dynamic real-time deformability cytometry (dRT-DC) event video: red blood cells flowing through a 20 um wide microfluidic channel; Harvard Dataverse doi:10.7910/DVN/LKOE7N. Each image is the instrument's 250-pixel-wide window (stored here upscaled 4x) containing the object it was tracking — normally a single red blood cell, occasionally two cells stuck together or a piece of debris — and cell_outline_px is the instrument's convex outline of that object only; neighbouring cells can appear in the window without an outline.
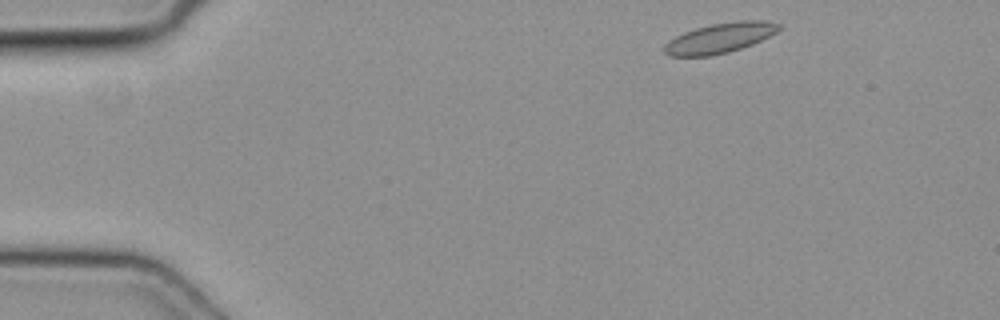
{"species": "common noctule bat (a hibernating species)", "species_latin": "Nyctalus noctula", "temperature_condition": "cold", "stored_images_in_passage": 7, "camera_frame_rate_fps": 3000, "um_per_image_px": 0.085, "animal": {"sex": "female", "body_mass_g": 19.3, "forearm_length_mm": 54.1}, "frame": {"image": 1, "passage_image": 2, "time_ms": 0.333, "image_size_px": [1000, 320], "cell_outline_px": [[780, 28], [776, 32], [752, 44], [728, 52], [712, 56], [668, 56], [664, 52], [664, 44], [668, 40], [684, 32], [696, 28], [712, 24], [740, 20], [768, 20], [780, 24]], "centroid_in_image_um": [61.17, 3.23], "position_along_channel_um": 23.8, "area_um2": 20.0}}